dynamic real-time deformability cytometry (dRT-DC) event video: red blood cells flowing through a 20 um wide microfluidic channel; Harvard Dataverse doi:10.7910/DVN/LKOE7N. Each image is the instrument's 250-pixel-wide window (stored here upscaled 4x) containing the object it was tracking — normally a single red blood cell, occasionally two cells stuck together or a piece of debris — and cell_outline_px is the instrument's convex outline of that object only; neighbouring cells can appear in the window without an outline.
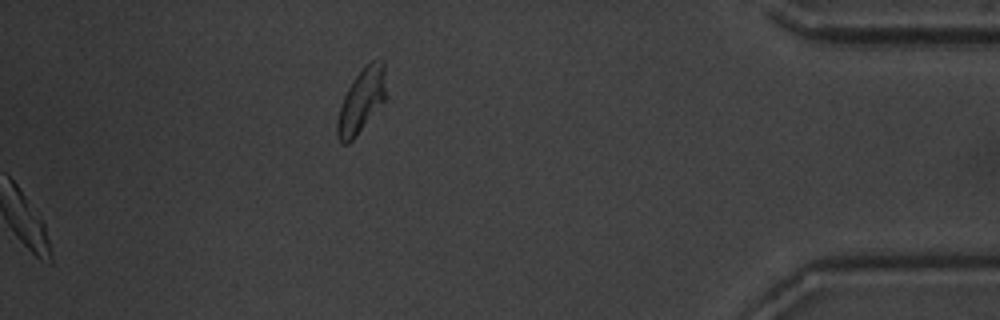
{"species": "common noctule bat (a hibernating species)", "species_latin": "Nyctalus noctula", "temperature_condition": "warm", "stored_images_in_passage": 38, "segment_of_instrument_passage": [2, 2], "camera_frame_rate_fps": 3000, "um_per_image_px": 0.085, "animal": {"sex": "male", "body_mass_g": 20.1, "forearm_length_mm": 53.5}, "frame": {"image": 1, "passage_image": 38, "time_ms": 12.333, "image_size_px": [1000, 320], "cell_outline_px": [[384, 100], [352, 140], [348, 144], [344, 144], [336, 136], [336, 124], [340, 108], [344, 96], [352, 80], [372, 60], [384, 60]], "centroid_in_image_um": [30.68, 8.58], "position_along_channel_um": 404.5, "area_um2": 17.4}}